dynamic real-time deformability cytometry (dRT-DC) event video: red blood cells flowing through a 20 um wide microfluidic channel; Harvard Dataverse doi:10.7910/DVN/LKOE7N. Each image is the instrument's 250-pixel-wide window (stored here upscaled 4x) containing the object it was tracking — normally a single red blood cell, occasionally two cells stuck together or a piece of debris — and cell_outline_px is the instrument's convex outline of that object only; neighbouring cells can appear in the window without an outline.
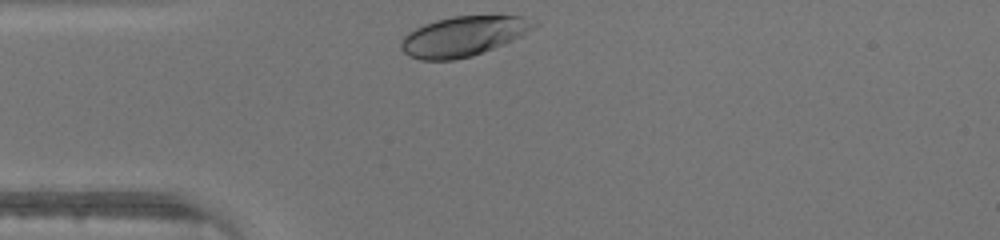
{"species": "human", "species_latin": "Homo sapiens", "temperature_condition": "warm", "stored_images_in_passage": 25, "camera_frame_rate_fps": 3000, "um_per_image_px": 0.085, "donor": {"sex": "male"}, "frame": {"image": 1, "passage_image": 1, "time_ms": 0.0, "image_size_px": [1000, 240], "cell_outline_px": [[540, 24], [520, 36], [512, 40], [472, 56], [452, 60], [420, 60], [408, 56], [400, 48], [400, 40], [408, 32], [424, 24], [436, 20], [452, 16], [524, 16]], "centroid_in_image_um": [39.34, 3.08], "position_along_channel_um": 45.7, "area_um2": 30.75}}
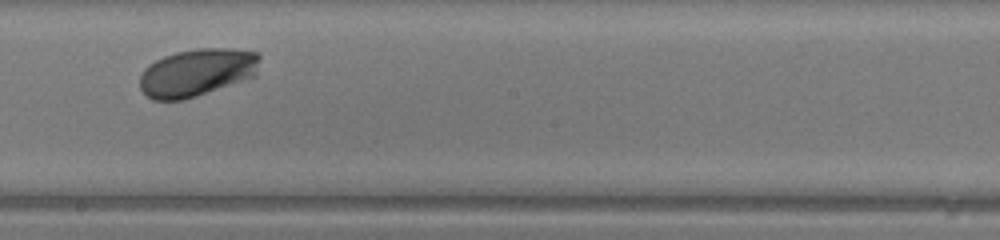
{"frame": {"image": 2, "passage_image": 15, "time_ms": 4.667, "image_size_px": [1000, 240], "cell_outline_px": [[260, 60], [256, 76], [184, 100], [152, 100], [140, 88], [140, 76], [144, 68], [148, 64], [164, 56], [176, 52], [196, 48], [232, 48], [256, 52], [260, 56]], "centroid_in_image_um": [16.75, 6.15], "position_along_channel_um": 231.5, "area_um2": 33.47}}
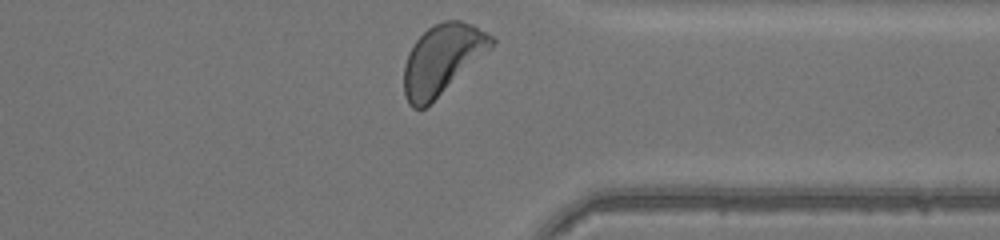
{"frame": {"image": 3, "passage_image": 25, "time_ms": 8.0, "image_size_px": [1000, 240], "cell_outline_px": [[496, 40], [492, 48], [424, 108], [412, 108], [408, 104], [404, 96], [404, 64], [408, 52], [416, 40], [428, 28], [444, 20], [460, 20], [472, 24], [492, 36]], "centroid_in_image_um": [37.57, 5.03], "position_along_channel_um": 373.8, "area_um2": 35.2}}